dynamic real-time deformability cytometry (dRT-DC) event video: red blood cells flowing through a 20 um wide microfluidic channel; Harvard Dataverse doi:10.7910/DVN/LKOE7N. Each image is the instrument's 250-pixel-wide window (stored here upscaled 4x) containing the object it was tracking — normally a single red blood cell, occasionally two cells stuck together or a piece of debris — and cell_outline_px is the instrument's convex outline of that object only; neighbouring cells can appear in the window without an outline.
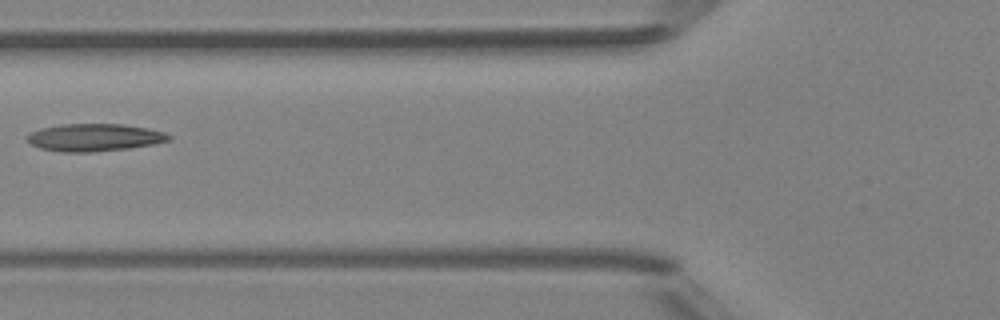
{"species": "Egyptian fruit bat (a non-hibernating species)", "species_latin": "Rousettus aegyptiacus", "temperature_condition": "room temperature", "stored_images_in_passage": 5, "camera_frame_rate_fps": 3000, "um_per_image_px": 0.085, "animal": {"sex": "female"}, "frame": {"image": 1, "passage_image": 5, "time_ms": 5.333, "image_size_px": [1000, 320], "cell_outline_px": [[172, 140], [152, 144], [128, 148], [92, 152], [64, 152], [40, 148], [32, 144], [28, 140], [28, 136], [32, 132], [40, 128], [64, 124], [120, 124], [148, 128], [164, 132], [172, 136]], "centroid_in_image_um": [8.06, 11.68], "position_along_channel_um": 117.7, "area_um2": 22.48}}